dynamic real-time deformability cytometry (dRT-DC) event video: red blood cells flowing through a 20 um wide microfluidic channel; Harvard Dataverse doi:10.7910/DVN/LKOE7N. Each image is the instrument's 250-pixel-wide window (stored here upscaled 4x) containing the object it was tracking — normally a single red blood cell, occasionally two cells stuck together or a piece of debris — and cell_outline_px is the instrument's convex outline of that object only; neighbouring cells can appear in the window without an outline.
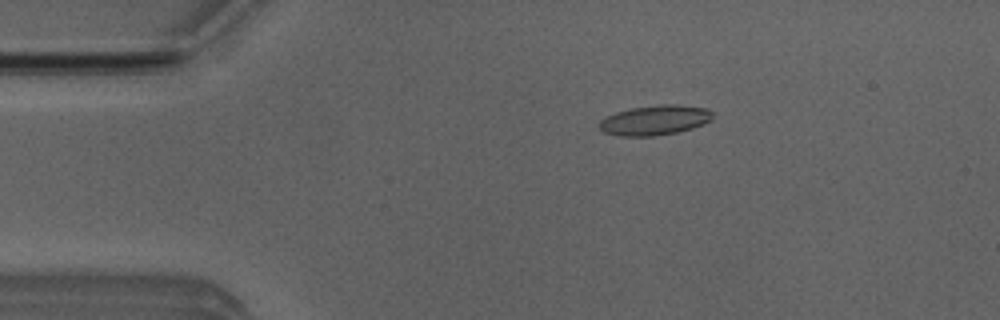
{"species": "Egyptian fruit bat (a non-hibernating species)", "species_latin": "Rousettus aegyptiacus", "temperature_condition": "room temperature", "stored_images_in_passage": 48, "camera_frame_rate_fps": 3000, "um_per_image_px": 0.085, "animal": {"sex": "male"}, "frame": {"image": 1, "passage_image": 6, "time_ms": 1.667, "image_size_px": [1000, 320], "cell_outline_px": [[712, 120], [704, 124], [692, 128], [676, 132], [652, 136], [616, 136], [604, 132], [600, 128], [600, 120], [616, 112], [632, 108], [660, 104], [680, 104], [708, 108], [712, 112]], "centroid_in_image_um": [55.69, 10.2], "position_along_channel_um": 29.3, "area_um2": 19.77}}
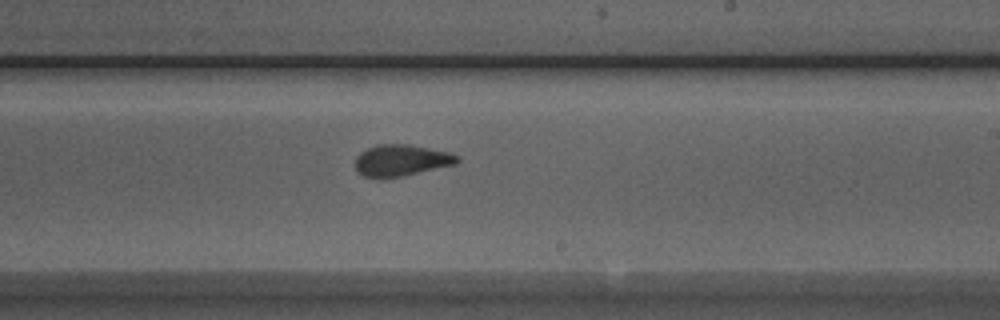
{"frame": {"image": 2, "passage_image": 27, "time_ms": 8.667, "image_size_px": [1000, 320], "cell_outline_px": [[460, 160], [456, 164], [404, 176], [384, 180], [380, 180], [364, 176], [356, 172], [356, 156], [360, 152], [376, 144], [408, 144], [448, 152], [460, 156]], "centroid_in_image_um": [34.07, 13.66], "position_along_channel_um": 254.9, "area_um2": 19.13}}
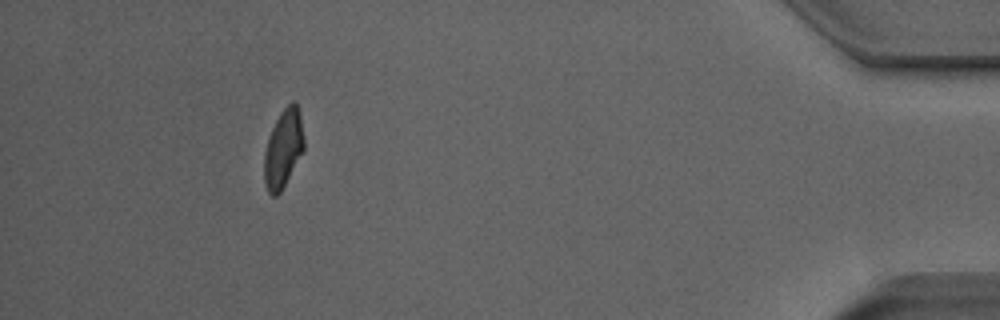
{"frame": {"image": 3, "passage_image": 44, "time_ms": 14.333, "image_size_px": [1000, 320], "cell_outline_px": [[304, 148], [280, 192], [276, 196], [272, 196], [268, 192], [264, 184], [264, 152], [272, 128], [280, 112], [292, 100], [296, 100], [300, 112], [304, 140]], "centroid_in_image_um": [24.07, 12.6], "position_along_channel_um": 411.1, "area_um2": 17.98}, "authors_computed_cell_mechanics": {"area_um2": 18.8717, "velocity_mm_per_s": 3.9208, "shape_relaxation_time_tau1_ms": 7.4077, "shape_relaxation_time_tau2_ms": 1.3683, "deformation_change_tau1": 0.2219, "deformation_change_tau2": 0.0914}}